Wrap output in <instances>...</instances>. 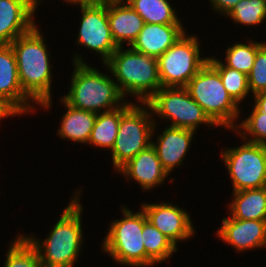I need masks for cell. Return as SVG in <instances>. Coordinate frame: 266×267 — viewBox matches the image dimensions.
Returning a JSON list of instances; mask_svg holds the SVG:
<instances>
[{
    "label": "cell",
    "mask_w": 266,
    "mask_h": 267,
    "mask_svg": "<svg viewBox=\"0 0 266 267\" xmlns=\"http://www.w3.org/2000/svg\"><path fill=\"white\" fill-rule=\"evenodd\" d=\"M146 103L155 114L153 117L171 121L168 124L171 127L195 132L200 124L219 128L185 87H161Z\"/></svg>",
    "instance_id": "cell-8"
},
{
    "label": "cell",
    "mask_w": 266,
    "mask_h": 267,
    "mask_svg": "<svg viewBox=\"0 0 266 267\" xmlns=\"http://www.w3.org/2000/svg\"><path fill=\"white\" fill-rule=\"evenodd\" d=\"M78 6L82 13L75 43L98 54L104 64L119 47L110 30L108 0Z\"/></svg>",
    "instance_id": "cell-11"
},
{
    "label": "cell",
    "mask_w": 266,
    "mask_h": 267,
    "mask_svg": "<svg viewBox=\"0 0 266 267\" xmlns=\"http://www.w3.org/2000/svg\"><path fill=\"white\" fill-rule=\"evenodd\" d=\"M242 142L240 146L223 149L220 153L233 192L266 187V145Z\"/></svg>",
    "instance_id": "cell-10"
},
{
    "label": "cell",
    "mask_w": 266,
    "mask_h": 267,
    "mask_svg": "<svg viewBox=\"0 0 266 267\" xmlns=\"http://www.w3.org/2000/svg\"><path fill=\"white\" fill-rule=\"evenodd\" d=\"M208 62L219 72L221 81L228 94L240 106V103H242L248 95L250 96L247 75L233 68L226 67L222 63V60H219L215 56L209 57Z\"/></svg>",
    "instance_id": "cell-25"
},
{
    "label": "cell",
    "mask_w": 266,
    "mask_h": 267,
    "mask_svg": "<svg viewBox=\"0 0 266 267\" xmlns=\"http://www.w3.org/2000/svg\"><path fill=\"white\" fill-rule=\"evenodd\" d=\"M108 21L115 43L129 47L143 29L144 20L125 0H108Z\"/></svg>",
    "instance_id": "cell-19"
},
{
    "label": "cell",
    "mask_w": 266,
    "mask_h": 267,
    "mask_svg": "<svg viewBox=\"0 0 266 267\" xmlns=\"http://www.w3.org/2000/svg\"><path fill=\"white\" fill-rule=\"evenodd\" d=\"M121 117V107L118 109L98 113L89 137V145L104 149H111L114 146L118 133Z\"/></svg>",
    "instance_id": "cell-24"
},
{
    "label": "cell",
    "mask_w": 266,
    "mask_h": 267,
    "mask_svg": "<svg viewBox=\"0 0 266 267\" xmlns=\"http://www.w3.org/2000/svg\"><path fill=\"white\" fill-rule=\"evenodd\" d=\"M158 135L156 142L152 140L151 145L155 148L158 159L164 170L170 174L174 168L183 165V161L189 152V146L193 142V130L179 127L166 126Z\"/></svg>",
    "instance_id": "cell-17"
},
{
    "label": "cell",
    "mask_w": 266,
    "mask_h": 267,
    "mask_svg": "<svg viewBox=\"0 0 266 267\" xmlns=\"http://www.w3.org/2000/svg\"><path fill=\"white\" fill-rule=\"evenodd\" d=\"M81 192H73L71 201L62 209L60 218L45 240L23 234L35 247L43 267H73L79 258L84 243Z\"/></svg>",
    "instance_id": "cell-2"
},
{
    "label": "cell",
    "mask_w": 266,
    "mask_h": 267,
    "mask_svg": "<svg viewBox=\"0 0 266 267\" xmlns=\"http://www.w3.org/2000/svg\"><path fill=\"white\" fill-rule=\"evenodd\" d=\"M129 102L121 106L118 133L111 149L113 167L116 172L151 145L157 126L147 103Z\"/></svg>",
    "instance_id": "cell-5"
},
{
    "label": "cell",
    "mask_w": 266,
    "mask_h": 267,
    "mask_svg": "<svg viewBox=\"0 0 266 267\" xmlns=\"http://www.w3.org/2000/svg\"><path fill=\"white\" fill-rule=\"evenodd\" d=\"M43 0H0V45H10L35 25V11Z\"/></svg>",
    "instance_id": "cell-14"
},
{
    "label": "cell",
    "mask_w": 266,
    "mask_h": 267,
    "mask_svg": "<svg viewBox=\"0 0 266 267\" xmlns=\"http://www.w3.org/2000/svg\"><path fill=\"white\" fill-rule=\"evenodd\" d=\"M183 24L145 23L139 35L129 46L132 50L159 58L186 32Z\"/></svg>",
    "instance_id": "cell-18"
},
{
    "label": "cell",
    "mask_w": 266,
    "mask_h": 267,
    "mask_svg": "<svg viewBox=\"0 0 266 267\" xmlns=\"http://www.w3.org/2000/svg\"><path fill=\"white\" fill-rule=\"evenodd\" d=\"M66 3H71L72 5H82V4H92V3H98L103 0H63Z\"/></svg>",
    "instance_id": "cell-33"
},
{
    "label": "cell",
    "mask_w": 266,
    "mask_h": 267,
    "mask_svg": "<svg viewBox=\"0 0 266 267\" xmlns=\"http://www.w3.org/2000/svg\"><path fill=\"white\" fill-rule=\"evenodd\" d=\"M5 256L3 267H43L35 247L21 233L14 238Z\"/></svg>",
    "instance_id": "cell-27"
},
{
    "label": "cell",
    "mask_w": 266,
    "mask_h": 267,
    "mask_svg": "<svg viewBox=\"0 0 266 267\" xmlns=\"http://www.w3.org/2000/svg\"><path fill=\"white\" fill-rule=\"evenodd\" d=\"M142 241L146 251V267L162 263L178 251V247L149 221L143 225Z\"/></svg>",
    "instance_id": "cell-22"
},
{
    "label": "cell",
    "mask_w": 266,
    "mask_h": 267,
    "mask_svg": "<svg viewBox=\"0 0 266 267\" xmlns=\"http://www.w3.org/2000/svg\"><path fill=\"white\" fill-rule=\"evenodd\" d=\"M35 25L29 32L19 36L10 45L14 50L20 85L36 106L50 109L52 104L51 52L46 40ZM45 40V41H44ZM50 57V58H49Z\"/></svg>",
    "instance_id": "cell-1"
},
{
    "label": "cell",
    "mask_w": 266,
    "mask_h": 267,
    "mask_svg": "<svg viewBox=\"0 0 266 267\" xmlns=\"http://www.w3.org/2000/svg\"><path fill=\"white\" fill-rule=\"evenodd\" d=\"M103 66L116 80L124 98L132 95L137 103H146L162 87L157 58L130 47H118Z\"/></svg>",
    "instance_id": "cell-4"
},
{
    "label": "cell",
    "mask_w": 266,
    "mask_h": 267,
    "mask_svg": "<svg viewBox=\"0 0 266 267\" xmlns=\"http://www.w3.org/2000/svg\"><path fill=\"white\" fill-rule=\"evenodd\" d=\"M198 39L196 35H189L186 31L157 59L162 87H186L208 62L209 56L201 57L202 50Z\"/></svg>",
    "instance_id": "cell-9"
},
{
    "label": "cell",
    "mask_w": 266,
    "mask_h": 267,
    "mask_svg": "<svg viewBox=\"0 0 266 267\" xmlns=\"http://www.w3.org/2000/svg\"><path fill=\"white\" fill-rule=\"evenodd\" d=\"M0 102L19 117L23 113L37 111L33 107L34 101L20 85L17 61L11 45H0Z\"/></svg>",
    "instance_id": "cell-12"
},
{
    "label": "cell",
    "mask_w": 266,
    "mask_h": 267,
    "mask_svg": "<svg viewBox=\"0 0 266 267\" xmlns=\"http://www.w3.org/2000/svg\"><path fill=\"white\" fill-rule=\"evenodd\" d=\"M254 105L261 111L266 113V91L255 94L253 96Z\"/></svg>",
    "instance_id": "cell-32"
},
{
    "label": "cell",
    "mask_w": 266,
    "mask_h": 267,
    "mask_svg": "<svg viewBox=\"0 0 266 267\" xmlns=\"http://www.w3.org/2000/svg\"><path fill=\"white\" fill-rule=\"evenodd\" d=\"M121 219L112 220L102 241V250L117 264L146 267V251L142 241L143 225L148 221L140 207L135 212L121 205Z\"/></svg>",
    "instance_id": "cell-7"
},
{
    "label": "cell",
    "mask_w": 266,
    "mask_h": 267,
    "mask_svg": "<svg viewBox=\"0 0 266 267\" xmlns=\"http://www.w3.org/2000/svg\"><path fill=\"white\" fill-rule=\"evenodd\" d=\"M221 223L216 236L236 252L266 247V220H240L229 216Z\"/></svg>",
    "instance_id": "cell-15"
},
{
    "label": "cell",
    "mask_w": 266,
    "mask_h": 267,
    "mask_svg": "<svg viewBox=\"0 0 266 267\" xmlns=\"http://www.w3.org/2000/svg\"><path fill=\"white\" fill-rule=\"evenodd\" d=\"M247 77L253 96L266 91V42L257 50L253 67Z\"/></svg>",
    "instance_id": "cell-30"
},
{
    "label": "cell",
    "mask_w": 266,
    "mask_h": 267,
    "mask_svg": "<svg viewBox=\"0 0 266 267\" xmlns=\"http://www.w3.org/2000/svg\"><path fill=\"white\" fill-rule=\"evenodd\" d=\"M249 115L240 121L233 132L239 134L244 141L266 145V113L254 105Z\"/></svg>",
    "instance_id": "cell-29"
},
{
    "label": "cell",
    "mask_w": 266,
    "mask_h": 267,
    "mask_svg": "<svg viewBox=\"0 0 266 267\" xmlns=\"http://www.w3.org/2000/svg\"><path fill=\"white\" fill-rule=\"evenodd\" d=\"M141 208L147 220L176 246L194 237L195 229L189 213L178 205L171 203H141Z\"/></svg>",
    "instance_id": "cell-13"
},
{
    "label": "cell",
    "mask_w": 266,
    "mask_h": 267,
    "mask_svg": "<svg viewBox=\"0 0 266 267\" xmlns=\"http://www.w3.org/2000/svg\"><path fill=\"white\" fill-rule=\"evenodd\" d=\"M226 16L242 26L260 25L266 20V0H240Z\"/></svg>",
    "instance_id": "cell-28"
},
{
    "label": "cell",
    "mask_w": 266,
    "mask_h": 267,
    "mask_svg": "<svg viewBox=\"0 0 266 267\" xmlns=\"http://www.w3.org/2000/svg\"><path fill=\"white\" fill-rule=\"evenodd\" d=\"M248 43H238L229 46L226 49L225 61L222 63L229 68H233L237 71L243 72L248 75L253 67L257 50L266 42V41H253L247 39Z\"/></svg>",
    "instance_id": "cell-26"
},
{
    "label": "cell",
    "mask_w": 266,
    "mask_h": 267,
    "mask_svg": "<svg viewBox=\"0 0 266 267\" xmlns=\"http://www.w3.org/2000/svg\"><path fill=\"white\" fill-rule=\"evenodd\" d=\"M210 6H212V10L218 12L222 16L226 15L232 10V8L240 1V0H209ZM224 14V15H223Z\"/></svg>",
    "instance_id": "cell-31"
},
{
    "label": "cell",
    "mask_w": 266,
    "mask_h": 267,
    "mask_svg": "<svg viewBox=\"0 0 266 267\" xmlns=\"http://www.w3.org/2000/svg\"><path fill=\"white\" fill-rule=\"evenodd\" d=\"M60 100L67 110L60 120L57 136L65 140L88 144L97 113L72 107L62 98Z\"/></svg>",
    "instance_id": "cell-20"
},
{
    "label": "cell",
    "mask_w": 266,
    "mask_h": 267,
    "mask_svg": "<svg viewBox=\"0 0 266 267\" xmlns=\"http://www.w3.org/2000/svg\"><path fill=\"white\" fill-rule=\"evenodd\" d=\"M230 216L240 220H266V187L232 192Z\"/></svg>",
    "instance_id": "cell-21"
},
{
    "label": "cell",
    "mask_w": 266,
    "mask_h": 267,
    "mask_svg": "<svg viewBox=\"0 0 266 267\" xmlns=\"http://www.w3.org/2000/svg\"><path fill=\"white\" fill-rule=\"evenodd\" d=\"M149 24H182L169 0H125Z\"/></svg>",
    "instance_id": "cell-23"
},
{
    "label": "cell",
    "mask_w": 266,
    "mask_h": 267,
    "mask_svg": "<svg viewBox=\"0 0 266 267\" xmlns=\"http://www.w3.org/2000/svg\"><path fill=\"white\" fill-rule=\"evenodd\" d=\"M81 55L75 54L71 60V85L62 99L72 107L97 114L123 106L128 99L124 100L113 77L87 64Z\"/></svg>",
    "instance_id": "cell-3"
},
{
    "label": "cell",
    "mask_w": 266,
    "mask_h": 267,
    "mask_svg": "<svg viewBox=\"0 0 266 267\" xmlns=\"http://www.w3.org/2000/svg\"><path fill=\"white\" fill-rule=\"evenodd\" d=\"M117 172L123 174L122 178L125 177L128 181L133 179L145 192L164 184V181L170 176L164 170L152 145L139 152Z\"/></svg>",
    "instance_id": "cell-16"
},
{
    "label": "cell",
    "mask_w": 266,
    "mask_h": 267,
    "mask_svg": "<svg viewBox=\"0 0 266 267\" xmlns=\"http://www.w3.org/2000/svg\"><path fill=\"white\" fill-rule=\"evenodd\" d=\"M209 118L220 127L234 130L241 108L228 94L219 72L207 62L185 87ZM237 122V123H236Z\"/></svg>",
    "instance_id": "cell-6"
},
{
    "label": "cell",
    "mask_w": 266,
    "mask_h": 267,
    "mask_svg": "<svg viewBox=\"0 0 266 267\" xmlns=\"http://www.w3.org/2000/svg\"><path fill=\"white\" fill-rule=\"evenodd\" d=\"M15 116L5 105L0 102V120Z\"/></svg>",
    "instance_id": "cell-34"
}]
</instances>
